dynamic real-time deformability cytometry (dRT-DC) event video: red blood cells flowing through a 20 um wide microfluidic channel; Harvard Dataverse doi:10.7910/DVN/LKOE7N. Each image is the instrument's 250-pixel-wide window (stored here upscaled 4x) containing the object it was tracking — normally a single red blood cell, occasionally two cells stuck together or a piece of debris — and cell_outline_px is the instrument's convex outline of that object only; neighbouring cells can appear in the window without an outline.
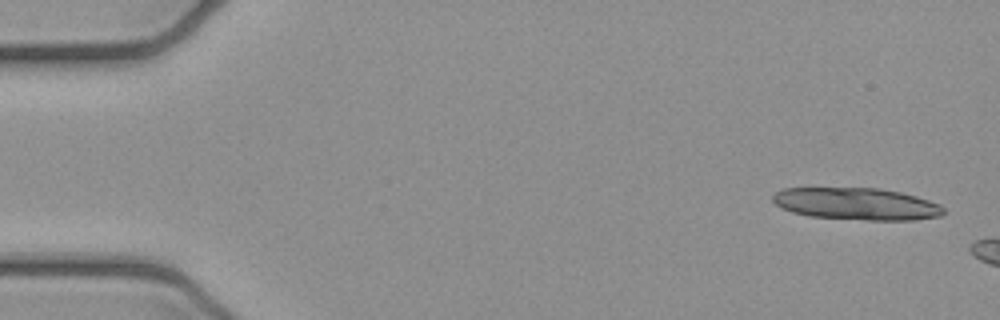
{"species": "common noctule bat (a hibernating species)", "species_latin": "Nyctalus noctula", "temperature_condition": "cold", "stored_images_in_passage": 3, "camera_frame_rate_fps": 3000, "um_per_image_px": 0.085, "animal": {"sex": "female", "body_mass_g": 21.9}, "frame": {"image": 1, "passage_image": 1, "time_ms": 0.0, "image_size_px": [1000, 320], "cell_outline_px": [[944, 212], [940, 216], [916, 220], [868, 220], [808, 216], [792, 212], [776, 204], [772, 200], [772, 196], [776, 192], [784, 188], [880, 188], [900, 192], [916, 196], [940, 204], [944, 208]], "centroid_in_image_um": [72.82, 17.33], "position_along_channel_um": 12.2, "area_um2": 31.91}}